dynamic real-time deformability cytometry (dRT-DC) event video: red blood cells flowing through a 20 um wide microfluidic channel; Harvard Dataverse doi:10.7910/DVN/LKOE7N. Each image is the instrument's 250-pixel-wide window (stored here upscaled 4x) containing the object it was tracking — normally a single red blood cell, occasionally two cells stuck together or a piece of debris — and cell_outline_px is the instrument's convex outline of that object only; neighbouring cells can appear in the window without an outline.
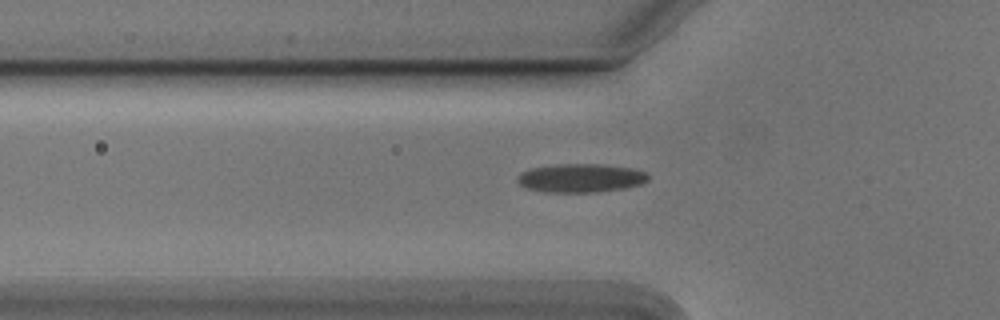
{"species": "Egyptian fruit bat (a non-hibernating species)", "species_latin": "Rousettus aegyptiacus", "temperature_condition": "cold", "stored_images_in_passage": 47, "camera_frame_rate_fps": 3000, "um_per_image_px": 0.085, "animal": {"sex": "male"}, "frame": {"image": 1, "passage_image": 13, "time_ms": 4.0, "image_size_px": [1000, 320], "cell_outline_px": [[648, 180], [640, 184], [624, 188], [600, 192], [544, 192], [524, 188], [516, 180], [516, 176], [520, 172], [532, 168], [556, 164], [600, 164], [632, 168], [648, 172]], "centroid_in_image_um": [49.33, 15.13], "position_along_channel_um": 76.5, "area_um2": 22.02}}
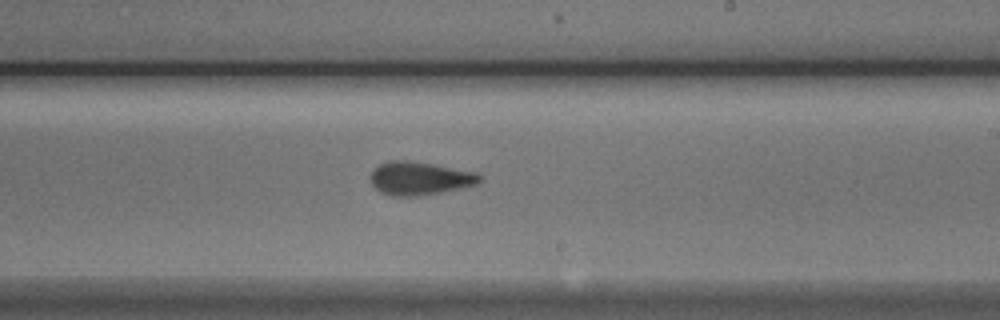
{"frame": {"image": 2, "passage_image": 27, "time_ms": 8.667, "image_size_px": [1000, 320], "cell_outline_px": [[480, 180], [476, 184], [416, 196], [392, 196], [380, 192], [372, 184], [372, 172], [380, 164], [388, 160], [408, 160], [480, 172]], "centroid_in_image_um": [35.66, 15.14], "position_along_channel_um": 253.3, "area_um2": 20.75}}
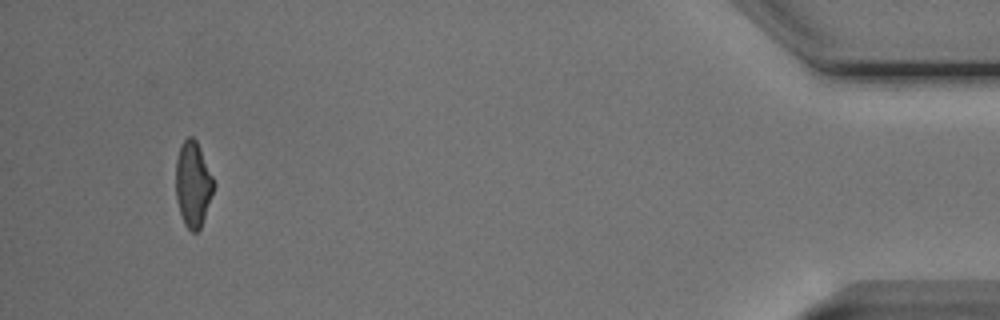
{"frame": {"image": 3, "passage_image": 46, "time_ms": 15.0, "image_size_px": [1000, 320], "cell_outline_px": [[216, 184], [200, 228], [196, 232], [192, 232], [184, 224], [180, 212], [176, 196], [176, 156], [180, 144], [188, 136], [192, 136], [196, 140], [200, 148]], "centroid_in_image_um": [16.4, 15.62], "position_along_channel_um": 418.8, "area_um2": 18.84}}